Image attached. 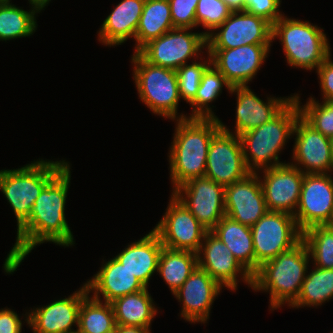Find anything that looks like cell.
<instances>
[{"mask_svg": "<svg viewBox=\"0 0 333 333\" xmlns=\"http://www.w3.org/2000/svg\"><path fill=\"white\" fill-rule=\"evenodd\" d=\"M40 11L33 6L28 12L10 1H0V40L31 36L37 27L35 14Z\"/></svg>", "mask_w": 333, "mask_h": 333, "instance_id": "30", "label": "cell"}, {"mask_svg": "<svg viewBox=\"0 0 333 333\" xmlns=\"http://www.w3.org/2000/svg\"><path fill=\"white\" fill-rule=\"evenodd\" d=\"M153 299L145 288L111 302L116 325L149 328L157 313Z\"/></svg>", "mask_w": 333, "mask_h": 333, "instance_id": "27", "label": "cell"}, {"mask_svg": "<svg viewBox=\"0 0 333 333\" xmlns=\"http://www.w3.org/2000/svg\"><path fill=\"white\" fill-rule=\"evenodd\" d=\"M232 12L245 11V0H222Z\"/></svg>", "mask_w": 333, "mask_h": 333, "instance_id": "43", "label": "cell"}, {"mask_svg": "<svg viewBox=\"0 0 333 333\" xmlns=\"http://www.w3.org/2000/svg\"><path fill=\"white\" fill-rule=\"evenodd\" d=\"M89 294L86 284L69 297L37 307L26 315L25 321L32 327L33 333H77L79 310L82 300Z\"/></svg>", "mask_w": 333, "mask_h": 333, "instance_id": "20", "label": "cell"}, {"mask_svg": "<svg viewBox=\"0 0 333 333\" xmlns=\"http://www.w3.org/2000/svg\"><path fill=\"white\" fill-rule=\"evenodd\" d=\"M115 333H151L149 328L116 325Z\"/></svg>", "mask_w": 333, "mask_h": 333, "instance_id": "42", "label": "cell"}, {"mask_svg": "<svg viewBox=\"0 0 333 333\" xmlns=\"http://www.w3.org/2000/svg\"><path fill=\"white\" fill-rule=\"evenodd\" d=\"M293 135H296L292 157L296 162L294 166L304 174H325L332 171L333 160L328 137L314 129L301 116L295 123Z\"/></svg>", "mask_w": 333, "mask_h": 333, "instance_id": "18", "label": "cell"}, {"mask_svg": "<svg viewBox=\"0 0 333 333\" xmlns=\"http://www.w3.org/2000/svg\"><path fill=\"white\" fill-rule=\"evenodd\" d=\"M212 64L203 72L202 79L197 90V95L190 102L192 114L188 118H216L209 103L216 100L225 87L230 91L231 86L225 76L220 73Z\"/></svg>", "mask_w": 333, "mask_h": 333, "instance_id": "33", "label": "cell"}, {"mask_svg": "<svg viewBox=\"0 0 333 333\" xmlns=\"http://www.w3.org/2000/svg\"><path fill=\"white\" fill-rule=\"evenodd\" d=\"M198 266L197 253L174 250L163 246L158 260L157 272L171 292H176Z\"/></svg>", "mask_w": 333, "mask_h": 333, "instance_id": "29", "label": "cell"}, {"mask_svg": "<svg viewBox=\"0 0 333 333\" xmlns=\"http://www.w3.org/2000/svg\"><path fill=\"white\" fill-rule=\"evenodd\" d=\"M188 30L192 29L173 28L149 41L137 53L152 65L177 70L187 63L188 58L199 57L204 47L207 48L206 32Z\"/></svg>", "mask_w": 333, "mask_h": 333, "instance_id": "9", "label": "cell"}, {"mask_svg": "<svg viewBox=\"0 0 333 333\" xmlns=\"http://www.w3.org/2000/svg\"><path fill=\"white\" fill-rule=\"evenodd\" d=\"M211 232L229 248L236 260L253 276L255 274V253L251 227L225 215Z\"/></svg>", "mask_w": 333, "mask_h": 333, "instance_id": "26", "label": "cell"}, {"mask_svg": "<svg viewBox=\"0 0 333 333\" xmlns=\"http://www.w3.org/2000/svg\"><path fill=\"white\" fill-rule=\"evenodd\" d=\"M329 56L317 69L323 100L333 102V62Z\"/></svg>", "mask_w": 333, "mask_h": 333, "instance_id": "40", "label": "cell"}, {"mask_svg": "<svg viewBox=\"0 0 333 333\" xmlns=\"http://www.w3.org/2000/svg\"><path fill=\"white\" fill-rule=\"evenodd\" d=\"M294 218L302 232L317 225H332L333 178L330 174H304Z\"/></svg>", "mask_w": 333, "mask_h": 333, "instance_id": "14", "label": "cell"}, {"mask_svg": "<svg viewBox=\"0 0 333 333\" xmlns=\"http://www.w3.org/2000/svg\"><path fill=\"white\" fill-rule=\"evenodd\" d=\"M22 321L18 314L9 308L0 310V333H21Z\"/></svg>", "mask_w": 333, "mask_h": 333, "instance_id": "41", "label": "cell"}, {"mask_svg": "<svg viewBox=\"0 0 333 333\" xmlns=\"http://www.w3.org/2000/svg\"><path fill=\"white\" fill-rule=\"evenodd\" d=\"M333 298V269H315L306 274L301 291L291 307L318 306Z\"/></svg>", "mask_w": 333, "mask_h": 333, "instance_id": "32", "label": "cell"}, {"mask_svg": "<svg viewBox=\"0 0 333 333\" xmlns=\"http://www.w3.org/2000/svg\"><path fill=\"white\" fill-rule=\"evenodd\" d=\"M293 98L298 103L300 116L314 129L331 138L333 136V102L318 103L319 101L310 97L309 101L302 107L298 94L294 95Z\"/></svg>", "mask_w": 333, "mask_h": 333, "instance_id": "35", "label": "cell"}, {"mask_svg": "<svg viewBox=\"0 0 333 333\" xmlns=\"http://www.w3.org/2000/svg\"><path fill=\"white\" fill-rule=\"evenodd\" d=\"M169 153L173 191L191 179L205 176L208 148L221 129L219 118L177 119Z\"/></svg>", "mask_w": 333, "mask_h": 333, "instance_id": "2", "label": "cell"}, {"mask_svg": "<svg viewBox=\"0 0 333 333\" xmlns=\"http://www.w3.org/2000/svg\"><path fill=\"white\" fill-rule=\"evenodd\" d=\"M51 0H29L30 4L33 6H36L40 10H43V8L49 3Z\"/></svg>", "mask_w": 333, "mask_h": 333, "instance_id": "44", "label": "cell"}, {"mask_svg": "<svg viewBox=\"0 0 333 333\" xmlns=\"http://www.w3.org/2000/svg\"><path fill=\"white\" fill-rule=\"evenodd\" d=\"M258 173L225 186V215L252 227L268 210Z\"/></svg>", "mask_w": 333, "mask_h": 333, "instance_id": "19", "label": "cell"}, {"mask_svg": "<svg viewBox=\"0 0 333 333\" xmlns=\"http://www.w3.org/2000/svg\"><path fill=\"white\" fill-rule=\"evenodd\" d=\"M131 58L139 97L150 111L173 121L187 119L183 114L176 116L180 96L175 70L152 65L135 52Z\"/></svg>", "mask_w": 333, "mask_h": 333, "instance_id": "7", "label": "cell"}, {"mask_svg": "<svg viewBox=\"0 0 333 333\" xmlns=\"http://www.w3.org/2000/svg\"><path fill=\"white\" fill-rule=\"evenodd\" d=\"M221 29V30H220ZM207 36V50H226L244 45H271L272 24L247 11L230 16Z\"/></svg>", "mask_w": 333, "mask_h": 333, "instance_id": "11", "label": "cell"}, {"mask_svg": "<svg viewBox=\"0 0 333 333\" xmlns=\"http://www.w3.org/2000/svg\"><path fill=\"white\" fill-rule=\"evenodd\" d=\"M144 3L145 0H122L103 21L98 40L111 47L134 39Z\"/></svg>", "mask_w": 333, "mask_h": 333, "instance_id": "25", "label": "cell"}, {"mask_svg": "<svg viewBox=\"0 0 333 333\" xmlns=\"http://www.w3.org/2000/svg\"><path fill=\"white\" fill-rule=\"evenodd\" d=\"M311 258L318 268L333 269V226L317 225L303 232Z\"/></svg>", "mask_w": 333, "mask_h": 333, "instance_id": "34", "label": "cell"}, {"mask_svg": "<svg viewBox=\"0 0 333 333\" xmlns=\"http://www.w3.org/2000/svg\"><path fill=\"white\" fill-rule=\"evenodd\" d=\"M222 286L200 267L191 273L183 285L173 293L183 302L180 316L191 323H206L212 303Z\"/></svg>", "mask_w": 333, "mask_h": 333, "instance_id": "21", "label": "cell"}, {"mask_svg": "<svg viewBox=\"0 0 333 333\" xmlns=\"http://www.w3.org/2000/svg\"><path fill=\"white\" fill-rule=\"evenodd\" d=\"M204 62H193L179 67L176 72L179 96L187 103H190L197 95L203 72L211 64V57Z\"/></svg>", "mask_w": 333, "mask_h": 333, "instance_id": "36", "label": "cell"}, {"mask_svg": "<svg viewBox=\"0 0 333 333\" xmlns=\"http://www.w3.org/2000/svg\"><path fill=\"white\" fill-rule=\"evenodd\" d=\"M168 0H145L143 12L136 29L135 53L149 41L173 29Z\"/></svg>", "mask_w": 333, "mask_h": 333, "instance_id": "28", "label": "cell"}, {"mask_svg": "<svg viewBox=\"0 0 333 333\" xmlns=\"http://www.w3.org/2000/svg\"><path fill=\"white\" fill-rule=\"evenodd\" d=\"M220 127L208 148L205 176L225 187L251 172L244 161L240 137L230 132L221 121Z\"/></svg>", "mask_w": 333, "mask_h": 333, "instance_id": "10", "label": "cell"}, {"mask_svg": "<svg viewBox=\"0 0 333 333\" xmlns=\"http://www.w3.org/2000/svg\"><path fill=\"white\" fill-rule=\"evenodd\" d=\"M329 140H330L331 157L333 160V136L331 138H329Z\"/></svg>", "mask_w": 333, "mask_h": 333, "instance_id": "45", "label": "cell"}, {"mask_svg": "<svg viewBox=\"0 0 333 333\" xmlns=\"http://www.w3.org/2000/svg\"><path fill=\"white\" fill-rule=\"evenodd\" d=\"M310 253L302 240L292 249L280 253L276 258L263 263L252 276L255 291L270 293L272 310L284 305L290 306L299 296L305 280Z\"/></svg>", "mask_w": 333, "mask_h": 333, "instance_id": "3", "label": "cell"}, {"mask_svg": "<svg viewBox=\"0 0 333 333\" xmlns=\"http://www.w3.org/2000/svg\"><path fill=\"white\" fill-rule=\"evenodd\" d=\"M67 164L41 191L29 218L17 229L16 243L5 259L4 271L12 274L37 245L53 242L69 247L73 234L65 218V204L70 185Z\"/></svg>", "mask_w": 333, "mask_h": 333, "instance_id": "1", "label": "cell"}, {"mask_svg": "<svg viewBox=\"0 0 333 333\" xmlns=\"http://www.w3.org/2000/svg\"><path fill=\"white\" fill-rule=\"evenodd\" d=\"M272 40L279 37L287 63L306 70L318 68L330 55L326 34L307 21L284 15L272 24Z\"/></svg>", "mask_w": 333, "mask_h": 333, "instance_id": "6", "label": "cell"}, {"mask_svg": "<svg viewBox=\"0 0 333 333\" xmlns=\"http://www.w3.org/2000/svg\"><path fill=\"white\" fill-rule=\"evenodd\" d=\"M231 10L222 0H199L196 9V26L200 24L211 32L220 26L231 14Z\"/></svg>", "mask_w": 333, "mask_h": 333, "instance_id": "37", "label": "cell"}, {"mask_svg": "<svg viewBox=\"0 0 333 333\" xmlns=\"http://www.w3.org/2000/svg\"><path fill=\"white\" fill-rule=\"evenodd\" d=\"M237 94L235 135L257 128L274 118L292 99L267 98L266 103L261 100L249 86H233L229 91Z\"/></svg>", "mask_w": 333, "mask_h": 333, "instance_id": "22", "label": "cell"}, {"mask_svg": "<svg viewBox=\"0 0 333 333\" xmlns=\"http://www.w3.org/2000/svg\"><path fill=\"white\" fill-rule=\"evenodd\" d=\"M281 0H245V11L265 18L274 24L283 16L279 12Z\"/></svg>", "mask_w": 333, "mask_h": 333, "instance_id": "39", "label": "cell"}, {"mask_svg": "<svg viewBox=\"0 0 333 333\" xmlns=\"http://www.w3.org/2000/svg\"><path fill=\"white\" fill-rule=\"evenodd\" d=\"M203 242L197 252L198 267L206 271L222 287H227L232 291L237 289V274L239 273H241L243 281L252 288V276L217 236L211 231H207Z\"/></svg>", "mask_w": 333, "mask_h": 333, "instance_id": "17", "label": "cell"}, {"mask_svg": "<svg viewBox=\"0 0 333 333\" xmlns=\"http://www.w3.org/2000/svg\"><path fill=\"white\" fill-rule=\"evenodd\" d=\"M255 253V273L259 267L286 252L303 240L293 215L285 212L267 211L251 227Z\"/></svg>", "mask_w": 333, "mask_h": 333, "instance_id": "8", "label": "cell"}, {"mask_svg": "<svg viewBox=\"0 0 333 333\" xmlns=\"http://www.w3.org/2000/svg\"><path fill=\"white\" fill-rule=\"evenodd\" d=\"M163 245L157 233L151 230L143 238L127 245L115 258L147 288L158 268Z\"/></svg>", "mask_w": 333, "mask_h": 333, "instance_id": "24", "label": "cell"}, {"mask_svg": "<svg viewBox=\"0 0 333 333\" xmlns=\"http://www.w3.org/2000/svg\"><path fill=\"white\" fill-rule=\"evenodd\" d=\"M85 284L89 293L94 291L93 298L101 301V294L104 302L108 303L146 288L115 257L102 265L97 274Z\"/></svg>", "mask_w": 333, "mask_h": 333, "instance_id": "23", "label": "cell"}, {"mask_svg": "<svg viewBox=\"0 0 333 333\" xmlns=\"http://www.w3.org/2000/svg\"><path fill=\"white\" fill-rule=\"evenodd\" d=\"M67 164L39 159L18 169L0 170V190L15 213L17 229L29 218L42 189Z\"/></svg>", "mask_w": 333, "mask_h": 333, "instance_id": "5", "label": "cell"}, {"mask_svg": "<svg viewBox=\"0 0 333 333\" xmlns=\"http://www.w3.org/2000/svg\"><path fill=\"white\" fill-rule=\"evenodd\" d=\"M169 201L165 215L153 230L164 247L197 253L208 230L173 194Z\"/></svg>", "mask_w": 333, "mask_h": 333, "instance_id": "13", "label": "cell"}, {"mask_svg": "<svg viewBox=\"0 0 333 333\" xmlns=\"http://www.w3.org/2000/svg\"><path fill=\"white\" fill-rule=\"evenodd\" d=\"M174 28H195L199 0H168Z\"/></svg>", "mask_w": 333, "mask_h": 333, "instance_id": "38", "label": "cell"}, {"mask_svg": "<svg viewBox=\"0 0 333 333\" xmlns=\"http://www.w3.org/2000/svg\"><path fill=\"white\" fill-rule=\"evenodd\" d=\"M261 185L268 211L294 216L301 193L304 173L293 162L262 169Z\"/></svg>", "mask_w": 333, "mask_h": 333, "instance_id": "15", "label": "cell"}, {"mask_svg": "<svg viewBox=\"0 0 333 333\" xmlns=\"http://www.w3.org/2000/svg\"><path fill=\"white\" fill-rule=\"evenodd\" d=\"M271 45H244L226 50H207L211 64L233 86H247L267 58Z\"/></svg>", "mask_w": 333, "mask_h": 333, "instance_id": "16", "label": "cell"}, {"mask_svg": "<svg viewBox=\"0 0 333 333\" xmlns=\"http://www.w3.org/2000/svg\"><path fill=\"white\" fill-rule=\"evenodd\" d=\"M172 194L208 231L225 216V187L206 176L189 180Z\"/></svg>", "mask_w": 333, "mask_h": 333, "instance_id": "12", "label": "cell"}, {"mask_svg": "<svg viewBox=\"0 0 333 333\" xmlns=\"http://www.w3.org/2000/svg\"><path fill=\"white\" fill-rule=\"evenodd\" d=\"M81 303L77 333H108L115 329V316L111 303L89 297Z\"/></svg>", "mask_w": 333, "mask_h": 333, "instance_id": "31", "label": "cell"}, {"mask_svg": "<svg viewBox=\"0 0 333 333\" xmlns=\"http://www.w3.org/2000/svg\"><path fill=\"white\" fill-rule=\"evenodd\" d=\"M299 116L298 103L293 98L269 122L239 136L243 147L244 161L251 173H257L258 169L262 170V168L284 164L279 161L278 153L285 146L286 140L293 135L294 126Z\"/></svg>", "mask_w": 333, "mask_h": 333, "instance_id": "4", "label": "cell"}]
</instances>
